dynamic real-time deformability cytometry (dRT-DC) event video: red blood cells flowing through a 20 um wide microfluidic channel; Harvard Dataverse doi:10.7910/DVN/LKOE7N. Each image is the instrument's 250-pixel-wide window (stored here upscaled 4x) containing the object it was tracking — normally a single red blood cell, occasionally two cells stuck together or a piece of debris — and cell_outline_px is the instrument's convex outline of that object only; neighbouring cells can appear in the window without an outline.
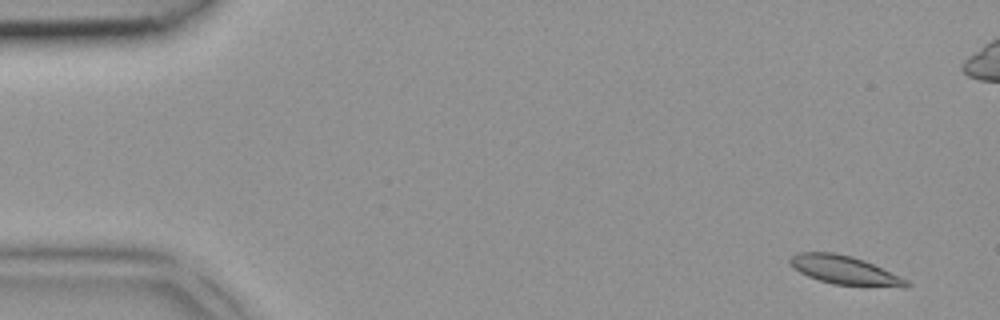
{"species": "common noctule bat (a hibernating species)", "species_latin": "Nyctalus noctula", "temperature_condition": "room temperature", "stored_images_in_passage": 5, "camera_frame_rate_fps": 3000, "um_per_image_px": 0.085, "animal": {"sex": "female", "body_mass_g": 18.4}, "frame": {"image": 1, "passage_image": 1, "time_ms": 0.0, "image_size_px": [1000, 320], "cell_outline_px": [[912, 284], [908, 288], [904, 288], [832, 284], [808, 276], [800, 272], [788, 260], [792, 256], [800, 252], [836, 252], [852, 256], [864, 260], [908, 280]], "centroid_in_image_um": [71.86, 22.98], "position_along_channel_um": 13.1, "area_um2": 19.42}}